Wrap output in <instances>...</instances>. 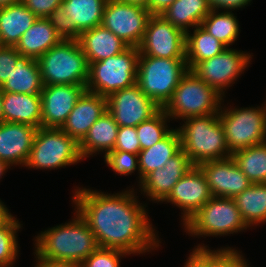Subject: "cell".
I'll return each instance as SVG.
<instances>
[{
  "mask_svg": "<svg viewBox=\"0 0 266 267\" xmlns=\"http://www.w3.org/2000/svg\"><path fill=\"white\" fill-rule=\"evenodd\" d=\"M75 190V211L86 221L99 247L131 255L159 246L145 205L138 203L133 188L112 195L86 188Z\"/></svg>",
  "mask_w": 266,
  "mask_h": 267,
  "instance_id": "obj_1",
  "label": "cell"
},
{
  "mask_svg": "<svg viewBox=\"0 0 266 267\" xmlns=\"http://www.w3.org/2000/svg\"><path fill=\"white\" fill-rule=\"evenodd\" d=\"M75 215L71 222L41 231L35 239L36 257L82 264L99 247L86 221L77 211Z\"/></svg>",
  "mask_w": 266,
  "mask_h": 267,
  "instance_id": "obj_2",
  "label": "cell"
},
{
  "mask_svg": "<svg viewBox=\"0 0 266 267\" xmlns=\"http://www.w3.org/2000/svg\"><path fill=\"white\" fill-rule=\"evenodd\" d=\"M183 121L185 124L177 128L181 149L194 166L231 157L218 114L193 116Z\"/></svg>",
  "mask_w": 266,
  "mask_h": 267,
  "instance_id": "obj_3",
  "label": "cell"
},
{
  "mask_svg": "<svg viewBox=\"0 0 266 267\" xmlns=\"http://www.w3.org/2000/svg\"><path fill=\"white\" fill-rule=\"evenodd\" d=\"M37 61L43 85L87 84L89 65L77 40H62Z\"/></svg>",
  "mask_w": 266,
  "mask_h": 267,
  "instance_id": "obj_4",
  "label": "cell"
},
{
  "mask_svg": "<svg viewBox=\"0 0 266 267\" xmlns=\"http://www.w3.org/2000/svg\"><path fill=\"white\" fill-rule=\"evenodd\" d=\"M188 70L186 58H159L140 54L136 83L147 97L163 108Z\"/></svg>",
  "mask_w": 266,
  "mask_h": 267,
  "instance_id": "obj_5",
  "label": "cell"
},
{
  "mask_svg": "<svg viewBox=\"0 0 266 267\" xmlns=\"http://www.w3.org/2000/svg\"><path fill=\"white\" fill-rule=\"evenodd\" d=\"M222 97L192 70H188L180 79L171 99L162 109L169 119L218 114Z\"/></svg>",
  "mask_w": 266,
  "mask_h": 267,
  "instance_id": "obj_6",
  "label": "cell"
},
{
  "mask_svg": "<svg viewBox=\"0 0 266 267\" xmlns=\"http://www.w3.org/2000/svg\"><path fill=\"white\" fill-rule=\"evenodd\" d=\"M139 48L89 64L86 91L108 97L111 93L136 84Z\"/></svg>",
  "mask_w": 266,
  "mask_h": 267,
  "instance_id": "obj_7",
  "label": "cell"
},
{
  "mask_svg": "<svg viewBox=\"0 0 266 267\" xmlns=\"http://www.w3.org/2000/svg\"><path fill=\"white\" fill-rule=\"evenodd\" d=\"M83 160L79 143L61 128L39 127L24 166L36 169H57Z\"/></svg>",
  "mask_w": 266,
  "mask_h": 267,
  "instance_id": "obj_8",
  "label": "cell"
},
{
  "mask_svg": "<svg viewBox=\"0 0 266 267\" xmlns=\"http://www.w3.org/2000/svg\"><path fill=\"white\" fill-rule=\"evenodd\" d=\"M183 226L191 236L201 237L233 234L248 228L234 199L217 196H212Z\"/></svg>",
  "mask_w": 266,
  "mask_h": 267,
  "instance_id": "obj_9",
  "label": "cell"
},
{
  "mask_svg": "<svg viewBox=\"0 0 266 267\" xmlns=\"http://www.w3.org/2000/svg\"><path fill=\"white\" fill-rule=\"evenodd\" d=\"M220 110L218 115L231 154L266 142V106L223 111L221 106Z\"/></svg>",
  "mask_w": 266,
  "mask_h": 267,
  "instance_id": "obj_10",
  "label": "cell"
},
{
  "mask_svg": "<svg viewBox=\"0 0 266 267\" xmlns=\"http://www.w3.org/2000/svg\"><path fill=\"white\" fill-rule=\"evenodd\" d=\"M151 15L147 8L140 5L107 0L101 25L130 47H139Z\"/></svg>",
  "mask_w": 266,
  "mask_h": 267,
  "instance_id": "obj_11",
  "label": "cell"
},
{
  "mask_svg": "<svg viewBox=\"0 0 266 267\" xmlns=\"http://www.w3.org/2000/svg\"><path fill=\"white\" fill-rule=\"evenodd\" d=\"M186 33L162 15H151L139 52L159 58H186Z\"/></svg>",
  "mask_w": 266,
  "mask_h": 267,
  "instance_id": "obj_12",
  "label": "cell"
},
{
  "mask_svg": "<svg viewBox=\"0 0 266 267\" xmlns=\"http://www.w3.org/2000/svg\"><path fill=\"white\" fill-rule=\"evenodd\" d=\"M251 56L243 51L226 47L221 54L199 62L192 71L207 85L224 96L226 87L236 81L248 67ZM224 89L225 91H223Z\"/></svg>",
  "mask_w": 266,
  "mask_h": 267,
  "instance_id": "obj_13",
  "label": "cell"
},
{
  "mask_svg": "<svg viewBox=\"0 0 266 267\" xmlns=\"http://www.w3.org/2000/svg\"><path fill=\"white\" fill-rule=\"evenodd\" d=\"M160 107L136 83L111 93L107 97V110L119 127H136L152 117Z\"/></svg>",
  "mask_w": 266,
  "mask_h": 267,
  "instance_id": "obj_14",
  "label": "cell"
},
{
  "mask_svg": "<svg viewBox=\"0 0 266 267\" xmlns=\"http://www.w3.org/2000/svg\"><path fill=\"white\" fill-rule=\"evenodd\" d=\"M85 91L86 85H44L40 93L41 127L61 128Z\"/></svg>",
  "mask_w": 266,
  "mask_h": 267,
  "instance_id": "obj_15",
  "label": "cell"
},
{
  "mask_svg": "<svg viewBox=\"0 0 266 267\" xmlns=\"http://www.w3.org/2000/svg\"><path fill=\"white\" fill-rule=\"evenodd\" d=\"M211 197L204 173L198 166H193L174 185L171 193L164 201L182 208V222L185 224Z\"/></svg>",
  "mask_w": 266,
  "mask_h": 267,
  "instance_id": "obj_16",
  "label": "cell"
},
{
  "mask_svg": "<svg viewBox=\"0 0 266 267\" xmlns=\"http://www.w3.org/2000/svg\"><path fill=\"white\" fill-rule=\"evenodd\" d=\"M198 167L206 177L212 196L234 198L252 184L232 157L206 161Z\"/></svg>",
  "mask_w": 266,
  "mask_h": 267,
  "instance_id": "obj_17",
  "label": "cell"
},
{
  "mask_svg": "<svg viewBox=\"0 0 266 267\" xmlns=\"http://www.w3.org/2000/svg\"><path fill=\"white\" fill-rule=\"evenodd\" d=\"M193 163L181 149L166 162L163 168L149 173L139 184L152 201L164 202L174 185L193 167Z\"/></svg>",
  "mask_w": 266,
  "mask_h": 267,
  "instance_id": "obj_18",
  "label": "cell"
},
{
  "mask_svg": "<svg viewBox=\"0 0 266 267\" xmlns=\"http://www.w3.org/2000/svg\"><path fill=\"white\" fill-rule=\"evenodd\" d=\"M107 111V97L85 91L61 129L80 143L91 126Z\"/></svg>",
  "mask_w": 266,
  "mask_h": 267,
  "instance_id": "obj_19",
  "label": "cell"
},
{
  "mask_svg": "<svg viewBox=\"0 0 266 267\" xmlns=\"http://www.w3.org/2000/svg\"><path fill=\"white\" fill-rule=\"evenodd\" d=\"M38 128L11 122L0 123V160L8 166L25 165Z\"/></svg>",
  "mask_w": 266,
  "mask_h": 267,
  "instance_id": "obj_20",
  "label": "cell"
},
{
  "mask_svg": "<svg viewBox=\"0 0 266 267\" xmlns=\"http://www.w3.org/2000/svg\"><path fill=\"white\" fill-rule=\"evenodd\" d=\"M77 41L88 65L118 55L130 47L102 25L82 32Z\"/></svg>",
  "mask_w": 266,
  "mask_h": 267,
  "instance_id": "obj_21",
  "label": "cell"
},
{
  "mask_svg": "<svg viewBox=\"0 0 266 267\" xmlns=\"http://www.w3.org/2000/svg\"><path fill=\"white\" fill-rule=\"evenodd\" d=\"M42 101L40 94L3 92V122L41 127Z\"/></svg>",
  "mask_w": 266,
  "mask_h": 267,
  "instance_id": "obj_22",
  "label": "cell"
},
{
  "mask_svg": "<svg viewBox=\"0 0 266 267\" xmlns=\"http://www.w3.org/2000/svg\"><path fill=\"white\" fill-rule=\"evenodd\" d=\"M61 41L62 38L47 18H37L33 25L21 36L15 48L21 55L38 60L51 47Z\"/></svg>",
  "mask_w": 266,
  "mask_h": 267,
  "instance_id": "obj_23",
  "label": "cell"
},
{
  "mask_svg": "<svg viewBox=\"0 0 266 267\" xmlns=\"http://www.w3.org/2000/svg\"><path fill=\"white\" fill-rule=\"evenodd\" d=\"M41 70L36 59L21 55L8 79L2 84L3 92L40 94L43 89Z\"/></svg>",
  "mask_w": 266,
  "mask_h": 267,
  "instance_id": "obj_24",
  "label": "cell"
},
{
  "mask_svg": "<svg viewBox=\"0 0 266 267\" xmlns=\"http://www.w3.org/2000/svg\"><path fill=\"white\" fill-rule=\"evenodd\" d=\"M37 17L22 3L0 8V37L2 46H16L21 36Z\"/></svg>",
  "mask_w": 266,
  "mask_h": 267,
  "instance_id": "obj_25",
  "label": "cell"
},
{
  "mask_svg": "<svg viewBox=\"0 0 266 267\" xmlns=\"http://www.w3.org/2000/svg\"><path fill=\"white\" fill-rule=\"evenodd\" d=\"M118 124L107 111L89 129L87 135L79 143L82 158L89 157L96 152L105 151V155L113 151L118 132Z\"/></svg>",
  "mask_w": 266,
  "mask_h": 267,
  "instance_id": "obj_26",
  "label": "cell"
},
{
  "mask_svg": "<svg viewBox=\"0 0 266 267\" xmlns=\"http://www.w3.org/2000/svg\"><path fill=\"white\" fill-rule=\"evenodd\" d=\"M181 150V141L177 129H173L164 139L138 154L139 183L152 171L161 169L166 162Z\"/></svg>",
  "mask_w": 266,
  "mask_h": 267,
  "instance_id": "obj_27",
  "label": "cell"
},
{
  "mask_svg": "<svg viewBox=\"0 0 266 267\" xmlns=\"http://www.w3.org/2000/svg\"><path fill=\"white\" fill-rule=\"evenodd\" d=\"M211 10L208 0H175L161 15L186 33L190 27L201 25Z\"/></svg>",
  "mask_w": 266,
  "mask_h": 267,
  "instance_id": "obj_28",
  "label": "cell"
},
{
  "mask_svg": "<svg viewBox=\"0 0 266 267\" xmlns=\"http://www.w3.org/2000/svg\"><path fill=\"white\" fill-rule=\"evenodd\" d=\"M186 32V63L192 70L199 62L221 54L226 46L209 34L203 27L196 26L193 34Z\"/></svg>",
  "mask_w": 266,
  "mask_h": 267,
  "instance_id": "obj_29",
  "label": "cell"
},
{
  "mask_svg": "<svg viewBox=\"0 0 266 267\" xmlns=\"http://www.w3.org/2000/svg\"><path fill=\"white\" fill-rule=\"evenodd\" d=\"M107 0H63L64 14L73 20L82 33L102 24Z\"/></svg>",
  "mask_w": 266,
  "mask_h": 267,
  "instance_id": "obj_30",
  "label": "cell"
},
{
  "mask_svg": "<svg viewBox=\"0 0 266 267\" xmlns=\"http://www.w3.org/2000/svg\"><path fill=\"white\" fill-rule=\"evenodd\" d=\"M233 199L248 227L266 222V183H252Z\"/></svg>",
  "mask_w": 266,
  "mask_h": 267,
  "instance_id": "obj_31",
  "label": "cell"
},
{
  "mask_svg": "<svg viewBox=\"0 0 266 267\" xmlns=\"http://www.w3.org/2000/svg\"><path fill=\"white\" fill-rule=\"evenodd\" d=\"M251 183H266V142L231 155Z\"/></svg>",
  "mask_w": 266,
  "mask_h": 267,
  "instance_id": "obj_32",
  "label": "cell"
},
{
  "mask_svg": "<svg viewBox=\"0 0 266 267\" xmlns=\"http://www.w3.org/2000/svg\"><path fill=\"white\" fill-rule=\"evenodd\" d=\"M236 18L232 11L218 13L216 10H211L202 20L200 26L226 47H229L236 41L240 33Z\"/></svg>",
  "mask_w": 266,
  "mask_h": 267,
  "instance_id": "obj_33",
  "label": "cell"
},
{
  "mask_svg": "<svg viewBox=\"0 0 266 267\" xmlns=\"http://www.w3.org/2000/svg\"><path fill=\"white\" fill-rule=\"evenodd\" d=\"M167 118L169 120L164 110L160 108L152 117L136 126L141 150L152 147L173 130L167 126Z\"/></svg>",
  "mask_w": 266,
  "mask_h": 267,
  "instance_id": "obj_34",
  "label": "cell"
},
{
  "mask_svg": "<svg viewBox=\"0 0 266 267\" xmlns=\"http://www.w3.org/2000/svg\"><path fill=\"white\" fill-rule=\"evenodd\" d=\"M21 228L13 216L0 226V267H11L18 256L17 231Z\"/></svg>",
  "mask_w": 266,
  "mask_h": 267,
  "instance_id": "obj_35",
  "label": "cell"
},
{
  "mask_svg": "<svg viewBox=\"0 0 266 267\" xmlns=\"http://www.w3.org/2000/svg\"><path fill=\"white\" fill-rule=\"evenodd\" d=\"M105 163L120 175H131L136 169L139 171L138 155L126 151H110L104 155Z\"/></svg>",
  "mask_w": 266,
  "mask_h": 267,
  "instance_id": "obj_36",
  "label": "cell"
},
{
  "mask_svg": "<svg viewBox=\"0 0 266 267\" xmlns=\"http://www.w3.org/2000/svg\"><path fill=\"white\" fill-rule=\"evenodd\" d=\"M47 19L62 40H78L81 33L76 29L73 20L64 14L62 5L56 7Z\"/></svg>",
  "mask_w": 266,
  "mask_h": 267,
  "instance_id": "obj_37",
  "label": "cell"
},
{
  "mask_svg": "<svg viewBox=\"0 0 266 267\" xmlns=\"http://www.w3.org/2000/svg\"><path fill=\"white\" fill-rule=\"evenodd\" d=\"M184 267H222V248L207 249V246L198 245L189 255Z\"/></svg>",
  "mask_w": 266,
  "mask_h": 267,
  "instance_id": "obj_38",
  "label": "cell"
},
{
  "mask_svg": "<svg viewBox=\"0 0 266 267\" xmlns=\"http://www.w3.org/2000/svg\"><path fill=\"white\" fill-rule=\"evenodd\" d=\"M125 255L129 254L117 249L98 247L82 262V267H120L119 258Z\"/></svg>",
  "mask_w": 266,
  "mask_h": 267,
  "instance_id": "obj_39",
  "label": "cell"
},
{
  "mask_svg": "<svg viewBox=\"0 0 266 267\" xmlns=\"http://www.w3.org/2000/svg\"><path fill=\"white\" fill-rule=\"evenodd\" d=\"M113 151H126L132 154H139L141 146L136 127L124 126L118 128L117 140Z\"/></svg>",
  "mask_w": 266,
  "mask_h": 267,
  "instance_id": "obj_40",
  "label": "cell"
},
{
  "mask_svg": "<svg viewBox=\"0 0 266 267\" xmlns=\"http://www.w3.org/2000/svg\"><path fill=\"white\" fill-rule=\"evenodd\" d=\"M20 56L14 46H0V87L16 68V62Z\"/></svg>",
  "mask_w": 266,
  "mask_h": 267,
  "instance_id": "obj_41",
  "label": "cell"
},
{
  "mask_svg": "<svg viewBox=\"0 0 266 267\" xmlns=\"http://www.w3.org/2000/svg\"><path fill=\"white\" fill-rule=\"evenodd\" d=\"M62 1L63 0H21L37 18H47L56 7L62 4Z\"/></svg>",
  "mask_w": 266,
  "mask_h": 267,
  "instance_id": "obj_42",
  "label": "cell"
},
{
  "mask_svg": "<svg viewBox=\"0 0 266 267\" xmlns=\"http://www.w3.org/2000/svg\"><path fill=\"white\" fill-rule=\"evenodd\" d=\"M239 251L226 247L222 249V267H249Z\"/></svg>",
  "mask_w": 266,
  "mask_h": 267,
  "instance_id": "obj_43",
  "label": "cell"
},
{
  "mask_svg": "<svg viewBox=\"0 0 266 267\" xmlns=\"http://www.w3.org/2000/svg\"><path fill=\"white\" fill-rule=\"evenodd\" d=\"M250 1L251 0H208L211 9L217 11L219 8L222 10L225 9V11L239 9L245 7V5L247 6Z\"/></svg>",
  "mask_w": 266,
  "mask_h": 267,
  "instance_id": "obj_44",
  "label": "cell"
},
{
  "mask_svg": "<svg viewBox=\"0 0 266 267\" xmlns=\"http://www.w3.org/2000/svg\"><path fill=\"white\" fill-rule=\"evenodd\" d=\"M37 260L38 263L35 267H82V264L75 262L54 261L42 257H37Z\"/></svg>",
  "mask_w": 266,
  "mask_h": 267,
  "instance_id": "obj_45",
  "label": "cell"
},
{
  "mask_svg": "<svg viewBox=\"0 0 266 267\" xmlns=\"http://www.w3.org/2000/svg\"><path fill=\"white\" fill-rule=\"evenodd\" d=\"M175 0H150L149 11L152 15H161Z\"/></svg>",
  "mask_w": 266,
  "mask_h": 267,
  "instance_id": "obj_46",
  "label": "cell"
},
{
  "mask_svg": "<svg viewBox=\"0 0 266 267\" xmlns=\"http://www.w3.org/2000/svg\"><path fill=\"white\" fill-rule=\"evenodd\" d=\"M12 217L7 207L0 201V226L8 222Z\"/></svg>",
  "mask_w": 266,
  "mask_h": 267,
  "instance_id": "obj_47",
  "label": "cell"
},
{
  "mask_svg": "<svg viewBox=\"0 0 266 267\" xmlns=\"http://www.w3.org/2000/svg\"><path fill=\"white\" fill-rule=\"evenodd\" d=\"M126 3L134 4V5H140L142 7H145L149 10V2L150 0H121Z\"/></svg>",
  "mask_w": 266,
  "mask_h": 267,
  "instance_id": "obj_48",
  "label": "cell"
},
{
  "mask_svg": "<svg viewBox=\"0 0 266 267\" xmlns=\"http://www.w3.org/2000/svg\"><path fill=\"white\" fill-rule=\"evenodd\" d=\"M21 2V0H0V8Z\"/></svg>",
  "mask_w": 266,
  "mask_h": 267,
  "instance_id": "obj_49",
  "label": "cell"
},
{
  "mask_svg": "<svg viewBox=\"0 0 266 267\" xmlns=\"http://www.w3.org/2000/svg\"><path fill=\"white\" fill-rule=\"evenodd\" d=\"M3 122V91L0 87V123Z\"/></svg>",
  "mask_w": 266,
  "mask_h": 267,
  "instance_id": "obj_50",
  "label": "cell"
},
{
  "mask_svg": "<svg viewBox=\"0 0 266 267\" xmlns=\"http://www.w3.org/2000/svg\"><path fill=\"white\" fill-rule=\"evenodd\" d=\"M10 168L5 162L0 160V179L3 176V173H6L5 171Z\"/></svg>",
  "mask_w": 266,
  "mask_h": 267,
  "instance_id": "obj_51",
  "label": "cell"
}]
</instances>
